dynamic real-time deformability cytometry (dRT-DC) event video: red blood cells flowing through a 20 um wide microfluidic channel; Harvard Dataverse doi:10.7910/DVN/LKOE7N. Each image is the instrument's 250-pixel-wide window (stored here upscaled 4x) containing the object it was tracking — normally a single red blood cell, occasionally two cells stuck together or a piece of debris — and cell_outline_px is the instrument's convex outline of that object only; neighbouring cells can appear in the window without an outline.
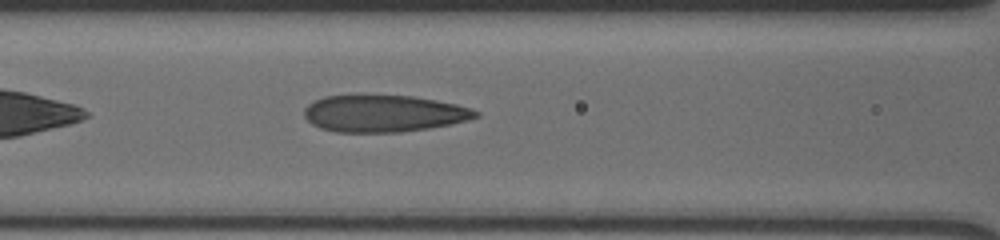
{"species": "human", "species_latin": "Homo sapiens", "temperature_condition": "cold", "stored_images_in_passage": 32, "camera_frame_rate_fps": 3000, "um_per_image_px": 0.085, "donor": {"sex": "male"}, "frame": {"image": 1, "passage_image": 7, "time_ms": 2.0, "image_size_px": [1000, 240], "cell_outline_px": [[480, 116], [468, 120], [428, 128], [400, 132], [336, 132], [320, 128], [312, 124], [304, 116], [304, 108], [308, 104], [324, 96], [360, 92], [412, 96], [436, 100], [456, 104], [472, 108], [480, 112]], "centroid_in_image_um": [32.58, 9.6], "position_along_channel_um": 134.0, "area_um2": 37.92}}
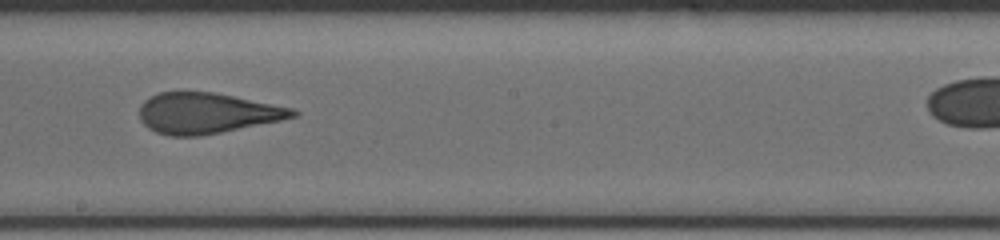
{"frame": {"image": 2, "passage_image": 15, "time_ms": 4.667, "image_size_px": [1000, 240], "cell_outline_px": [[300, 112], [296, 116], [280, 120], [200, 136], [168, 136], [156, 132], [148, 128], [140, 120], [140, 104], [144, 100], [160, 92], [212, 92], [292, 108]], "centroid_in_image_um": [17.53, 9.62], "position_along_channel_um": 230.7, "area_um2": 35.89}}
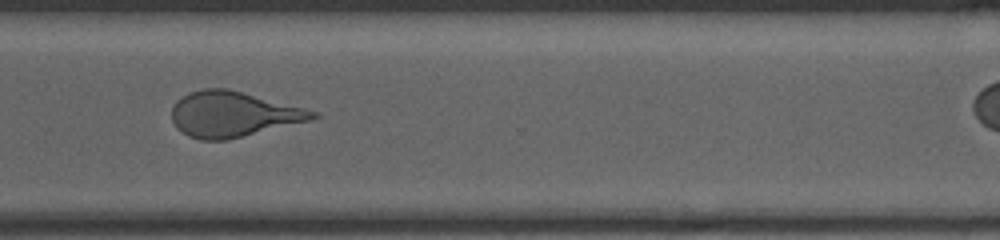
{"frame": {"image": 3, "passage_image": 25, "time_ms": 8.0, "image_size_px": [1000, 240], "cell_outline_px": [[320, 116], [312, 120], [228, 140], [200, 140], [188, 136], [176, 128], [172, 120], [172, 104], [176, 100], [192, 92], [204, 88], [228, 88], [320, 112]], "centroid_in_image_um": [19.82, 9.72], "position_along_channel_um": 350.8, "area_um2": 37.45}}